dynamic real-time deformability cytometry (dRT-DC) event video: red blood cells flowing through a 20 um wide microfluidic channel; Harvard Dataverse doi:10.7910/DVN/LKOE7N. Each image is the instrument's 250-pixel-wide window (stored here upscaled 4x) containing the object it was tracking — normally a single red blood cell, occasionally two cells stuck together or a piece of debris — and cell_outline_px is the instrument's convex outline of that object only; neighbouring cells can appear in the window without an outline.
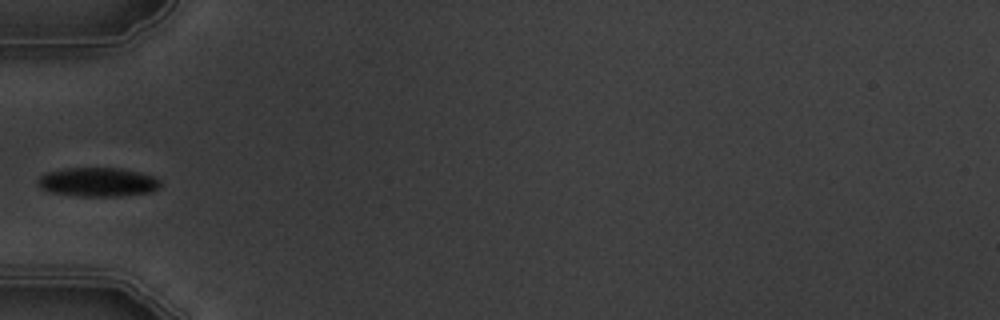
{"species": "common noctule bat (a hibernating species)", "species_latin": "Nyctalus noctula", "temperature_condition": "warm", "stored_images_in_passage": 5, "camera_frame_rate_fps": 3000, "um_per_image_px": 0.085, "animal": {"sex": "male", "body_mass_g": 19.5, "forearm_length_mm": 54.6}, "frame": {"image": 1, "passage_image": 4, "time_ms": 4.333, "image_size_px": [1000, 320], "cell_outline_px": [[160, 184], [156, 188], [148, 192], [120, 196], [80, 196], [48, 192], [40, 188], [36, 180], [40, 176], [48, 172], [68, 168], [120, 168], [156, 176], [160, 180]], "centroid_in_image_um": [8.28, 15.47], "position_along_channel_um": 76.7, "area_um2": 20.63}}
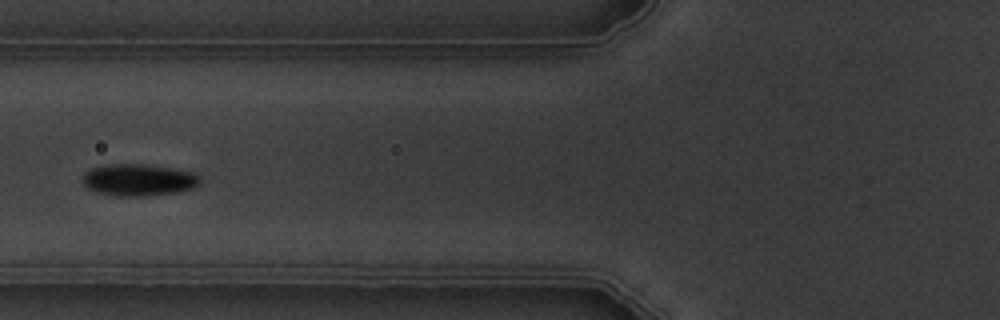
{"frame": {"image": 2, "passage_image": 5, "time_ms": 5.333, "image_size_px": [1000, 320], "cell_outline_px": [[200, 184], [192, 188], [176, 192], [148, 196], [116, 196], [100, 192], [88, 188], [84, 184], [84, 172], [88, 168], [108, 164], [144, 164], [172, 168], [192, 172], [200, 176]], "centroid_in_image_um": [11.79, 15.28], "position_along_channel_um": 114.0, "area_um2": 21.79}}